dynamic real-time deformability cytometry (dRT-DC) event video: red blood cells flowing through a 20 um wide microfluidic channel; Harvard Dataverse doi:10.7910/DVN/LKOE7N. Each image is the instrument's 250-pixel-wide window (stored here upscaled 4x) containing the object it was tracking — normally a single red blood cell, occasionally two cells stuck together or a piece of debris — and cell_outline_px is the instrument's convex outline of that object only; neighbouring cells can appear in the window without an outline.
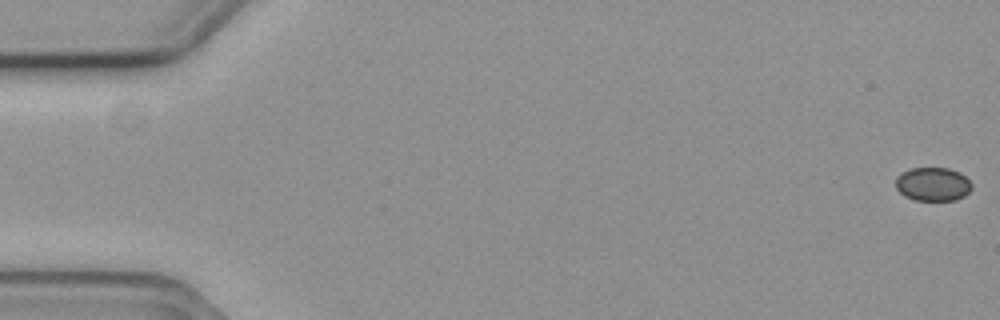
{"species": "common noctule bat (a hibernating species)", "species_latin": "Nyctalus noctula", "temperature_condition": "cold", "stored_images_in_passage": 57, "camera_frame_rate_fps": 3000, "um_per_image_px": 0.085, "animal": {"sex": "female", "body_mass_g": 19.3, "forearm_length_mm": 54.1}, "frame": {"image": 1, "passage_image": 1, "time_ms": 0.0, "image_size_px": [1000, 320], "cell_outline_px": [[972, 188], [964, 196], [956, 200], [912, 200], [904, 196], [896, 188], [896, 176], [900, 172], [912, 168], [948, 168], [960, 172], [972, 184]], "centroid_in_image_um": [79.27, 15.65], "position_along_channel_um": 5.7, "area_um2": 15.03}}
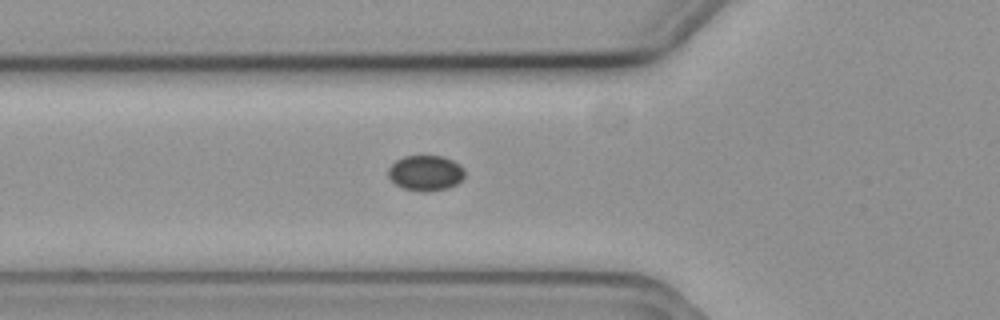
{"frame": {"image": 2, "passage_image": 21, "time_ms": 6.667, "image_size_px": [1000, 320], "cell_outline_px": [[464, 176], [456, 184], [448, 188], [428, 192], [420, 192], [404, 188], [396, 184], [388, 176], [388, 168], [396, 160], [404, 156], [444, 156], [460, 164], [464, 168]], "centroid_in_image_um": [36.18, 14.7], "position_along_channel_um": 89.6, "area_um2": 15.84}}
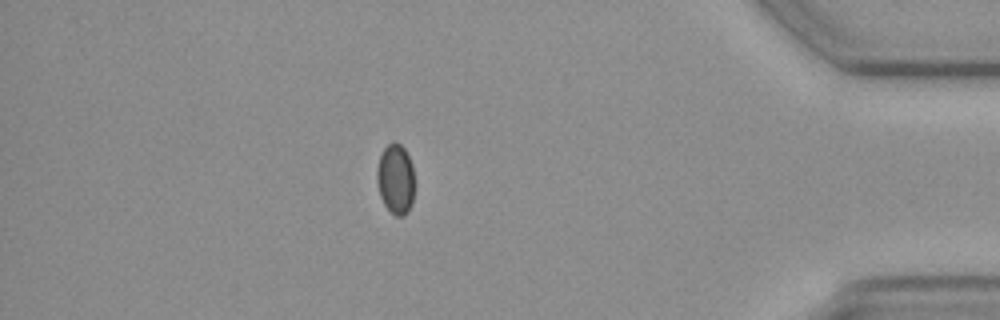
{"frame": {"image": 3, "passage_image": 50, "time_ms": 16.333, "image_size_px": [1000, 320], "cell_outline_px": [[412, 204], [408, 212], [404, 216], [396, 216], [384, 204], [380, 196], [376, 180], [376, 172], [380, 156], [384, 148], [392, 140], [396, 140], [404, 148], [412, 164]], "centroid_in_image_um": [33.6, 15.2], "position_along_channel_um": 401.6, "area_um2": 15.26}, "authors_computed_cell_mechanics": {"area_um2": 15.8372, "velocity_mm_per_s": 3.6892, "shape_relaxation_time_tau1_ms": null, "shape_relaxation_time_tau2_ms": 4.5533, "deformation_change_tau1": null, "deformation_change_tau2": 0.0166}}